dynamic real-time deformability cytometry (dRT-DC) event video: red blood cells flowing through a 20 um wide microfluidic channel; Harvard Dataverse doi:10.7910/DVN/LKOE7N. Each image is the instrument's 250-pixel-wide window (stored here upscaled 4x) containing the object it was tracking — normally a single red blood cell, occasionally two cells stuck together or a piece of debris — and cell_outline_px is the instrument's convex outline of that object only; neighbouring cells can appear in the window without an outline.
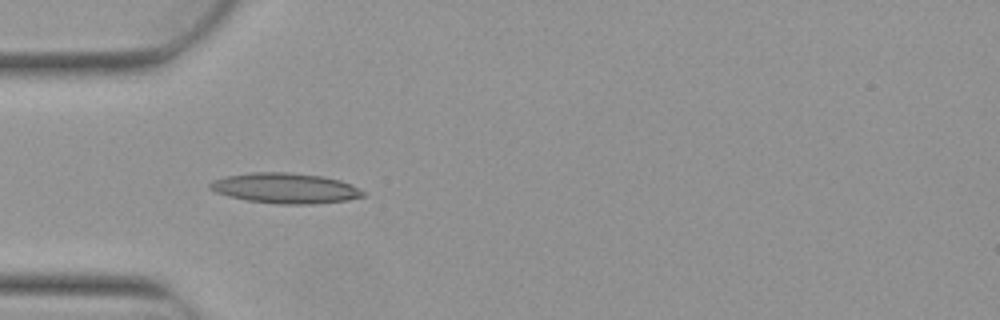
{"species": "Egyptian fruit bat (a non-hibernating species)", "species_latin": "Rousettus aegyptiacus", "temperature_condition": "warm", "stored_images_in_passage": 8, "camera_frame_rate_fps": 3000, "um_per_image_px": 0.085, "animal": {"sex": "female"}, "frame": {"image": 1, "passage_image": 5, "time_ms": 1.333, "image_size_px": [1000, 320], "cell_outline_px": [[368, 192], [364, 196], [348, 200], [312, 204], [276, 204], [248, 200], [228, 196], [216, 192], [208, 188], [208, 184], [212, 180], [228, 176], [252, 172], [288, 172], [320, 176], [340, 180], [352, 184]], "centroid_in_image_um": [24.28, 16.0], "position_along_channel_um": 60.7, "area_um2": 27.17}}
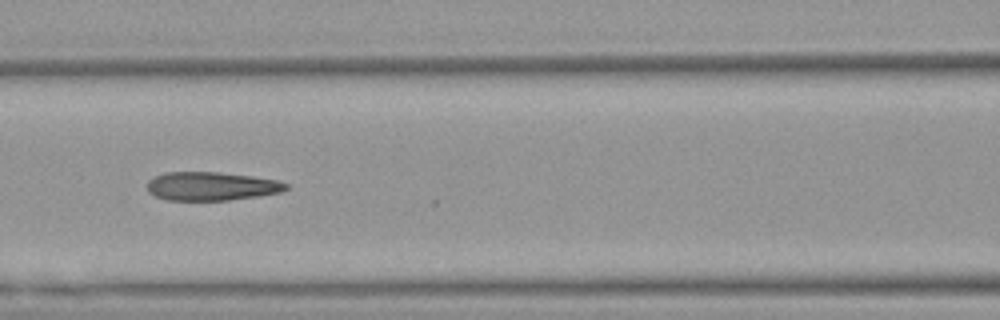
{"frame": {"image": 2, "passage_image": 7, "time_ms": 2.0, "image_size_px": [1000, 320], "cell_outline_px": [[288, 188], [280, 192], [260, 196], [228, 200], [168, 200], [156, 196], [148, 192], [148, 180], [164, 172], [220, 172], [252, 176], [276, 180], [288, 184]], "centroid_in_image_um": [17.97, 15.82], "position_along_channel_um": 148.6, "area_um2": 23.06}}
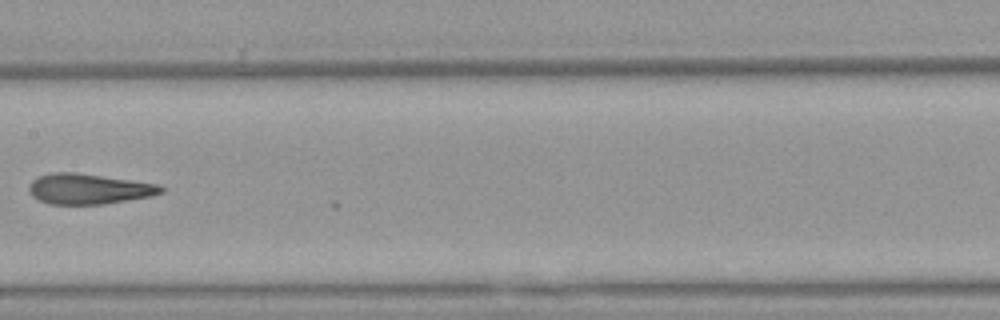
{"frame": {"image": 3, "passage_image": 8, "time_ms": 2.333, "image_size_px": [1000, 320], "cell_outline_px": [[164, 192], [152, 196], [104, 204], [48, 204], [32, 196], [28, 188], [32, 180], [36, 176], [48, 172], [76, 172], [160, 184], [164, 188]], "centroid_in_image_um": [7.53, 16.04], "position_along_channel_um": 199.9, "area_um2": 23.64}}